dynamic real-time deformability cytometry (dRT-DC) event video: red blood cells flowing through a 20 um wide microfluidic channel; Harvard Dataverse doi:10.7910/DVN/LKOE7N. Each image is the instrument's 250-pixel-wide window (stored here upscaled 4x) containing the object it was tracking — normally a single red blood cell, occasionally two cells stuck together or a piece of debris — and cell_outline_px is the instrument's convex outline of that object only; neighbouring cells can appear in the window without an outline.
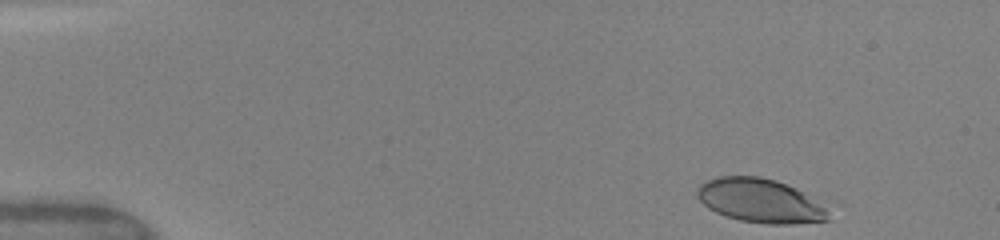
{"species": "human", "species_latin": "Homo sapiens", "temperature_condition": "warm", "stored_images_in_passage": 38, "camera_frame_rate_fps": 3000, "um_per_image_px": 0.085, "donor": {"sex": "female"}, "frame": {"image": 1, "passage_image": 1, "time_ms": 0.0, "image_size_px": [1000, 240], "cell_outline_px": [[832, 220], [792, 224], [768, 224], [740, 220], [724, 216], [708, 208], [696, 196], [696, 188], [700, 184], [716, 176], [760, 176], [776, 180], [796, 188], [804, 192], [824, 208], [828, 212]], "centroid_in_image_um": [64.58, 17.06], "position_along_channel_um": 20.4, "area_um2": 33.64}}
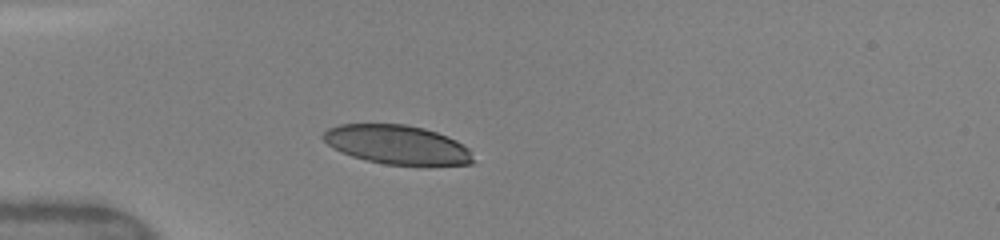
{"frame": {"image": 2, "passage_image": 13, "time_ms": 3.0, "image_size_px": [1000, 240], "cell_outline_px": [[476, 160], [472, 164], [384, 164], [352, 156], [340, 152], [332, 148], [320, 136], [328, 128], [340, 124], [404, 124], [424, 128], [448, 136], [456, 140], [468, 148]], "centroid_in_image_um": [33.74, 12.28], "position_along_channel_um": 51.3, "area_um2": 33.93}}
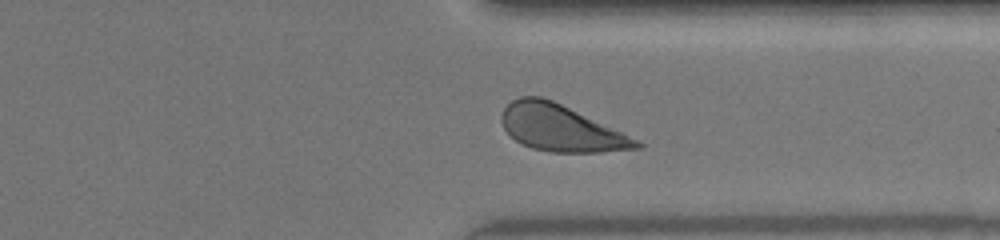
{"frame": {"image": 3, "passage_image": 32, "time_ms": 11.0, "image_size_px": [1000, 240], "cell_outline_px": [[644, 148], [600, 152], [552, 152], [532, 148], [520, 144], [504, 128], [500, 120], [500, 116], [504, 108], [512, 100], [520, 96], [540, 96], [552, 100], [620, 132], [644, 144]], "centroid_in_image_um": [47.61, 10.89], "position_along_channel_um": 363.8, "area_um2": 35.84}, "authors_computed_cell_mechanics": {"area_um2": 36.0094, "velocity_mm_per_s": 4.1463, "shape_relaxation_time_tau1_ms": 1.7667, "shape_relaxation_time_tau2_ms": null, "deformation_change_tau1": 0.141, "deformation_change_tau2": null}}